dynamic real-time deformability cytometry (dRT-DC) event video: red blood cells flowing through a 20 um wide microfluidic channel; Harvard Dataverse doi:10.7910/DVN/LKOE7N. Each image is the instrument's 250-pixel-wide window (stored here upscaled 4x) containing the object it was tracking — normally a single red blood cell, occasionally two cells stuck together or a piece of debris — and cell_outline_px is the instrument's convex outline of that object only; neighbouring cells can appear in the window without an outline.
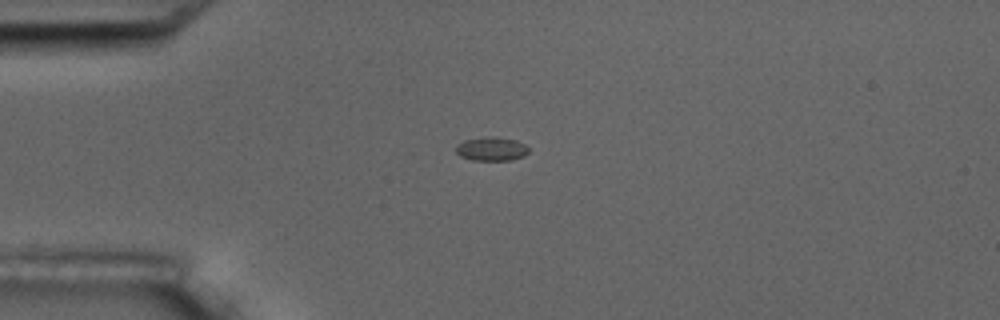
{"species": "common noctule bat (a hibernating species)", "species_latin": "Nyctalus noctula", "temperature_condition": "room temperature", "stored_images_in_passage": 7, "camera_frame_rate_fps": 3000, "um_per_image_px": 0.085, "animal": {"sex": "male", "body_mass_g": 17.5, "forearm_length_mm": 52.3}, "frame": {"image": 1, "passage_image": 2, "time_ms": 1.0, "image_size_px": [1000, 320], "cell_outline_px": [[528, 152], [524, 156], [512, 160], [472, 160], [460, 156], [456, 152], [456, 144], [464, 140], [484, 136], [496, 136], [516, 140], [524, 144], [528, 148]], "centroid_in_image_um": [41.76, 12.64], "position_along_channel_um": 43.2, "area_um2": 10.23}}